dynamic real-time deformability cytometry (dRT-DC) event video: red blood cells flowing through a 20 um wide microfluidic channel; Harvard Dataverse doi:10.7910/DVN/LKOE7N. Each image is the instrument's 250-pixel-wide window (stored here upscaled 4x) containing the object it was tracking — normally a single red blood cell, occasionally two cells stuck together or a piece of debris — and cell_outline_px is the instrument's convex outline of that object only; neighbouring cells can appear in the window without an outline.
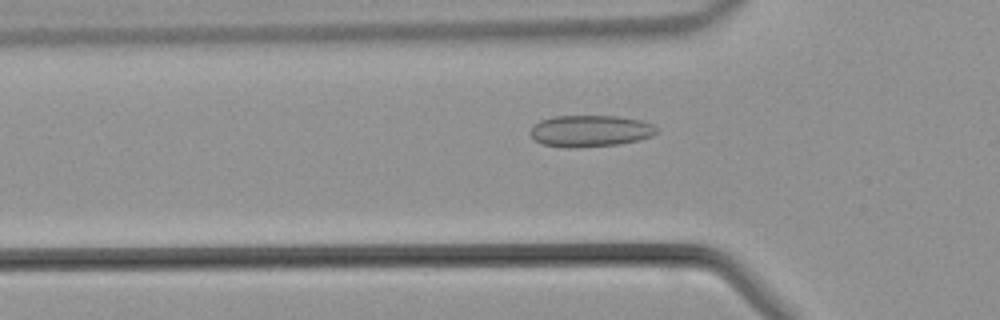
{"species": "common noctule bat (a hibernating species)", "species_latin": "Nyctalus noctula", "temperature_condition": "warm", "stored_images_in_passage": 43, "camera_frame_rate_fps": 3000, "um_per_image_px": 0.085, "animal": {"sex": "male", "body_mass_g": 21.5, "forearm_length_mm": 52.0}, "frame": {"image": 1, "passage_image": 13, "time_ms": 4.0, "image_size_px": [1000, 320], "cell_outline_px": [[660, 128], [652, 136], [640, 140], [620, 144], [576, 148], [568, 148], [544, 144], [536, 140], [528, 132], [532, 124], [540, 120], [552, 116], [616, 116], [640, 120], [652, 124]], "centroid_in_image_um": [50.16, 11.13], "position_along_channel_um": 75.6, "area_um2": 23.52}}
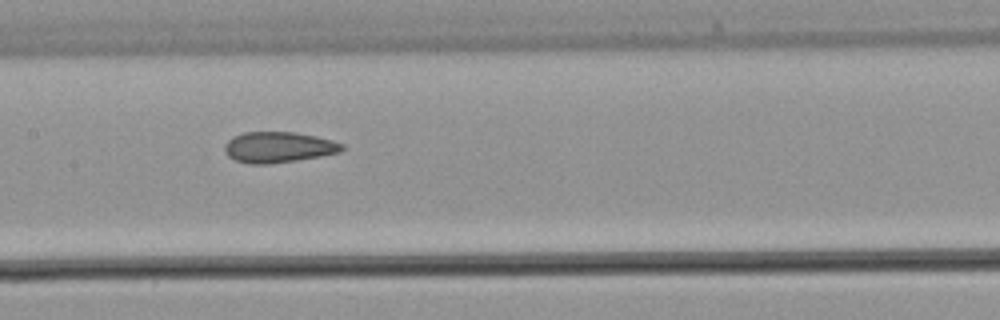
{"frame": {"image": 2, "passage_image": 20, "time_ms": 6.333, "image_size_px": [1000, 320], "cell_outline_px": [[344, 148], [340, 152], [320, 156], [296, 160], [268, 164], [248, 164], [236, 160], [228, 156], [224, 148], [224, 144], [232, 136], [244, 132], [296, 132], [316, 136], [332, 140], [344, 144]], "centroid_in_image_um": [23.65, 12.51], "position_along_channel_um": 183.7, "area_um2": 21.1}}
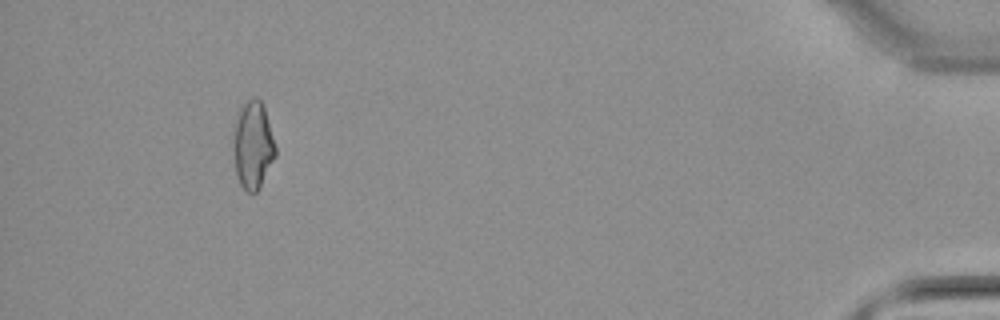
{"frame": {"image": 3, "passage_image": 40, "time_ms": 13.0, "image_size_px": [1000, 320], "cell_outline_px": [[276, 156], [256, 192], [252, 196], [240, 184], [236, 172], [232, 148], [232, 140], [236, 120], [240, 108], [248, 100], [256, 96], [264, 104], [276, 148]], "centroid_in_image_um": [21.49, 12.32], "position_along_channel_um": 413.7, "area_um2": 21.56}}